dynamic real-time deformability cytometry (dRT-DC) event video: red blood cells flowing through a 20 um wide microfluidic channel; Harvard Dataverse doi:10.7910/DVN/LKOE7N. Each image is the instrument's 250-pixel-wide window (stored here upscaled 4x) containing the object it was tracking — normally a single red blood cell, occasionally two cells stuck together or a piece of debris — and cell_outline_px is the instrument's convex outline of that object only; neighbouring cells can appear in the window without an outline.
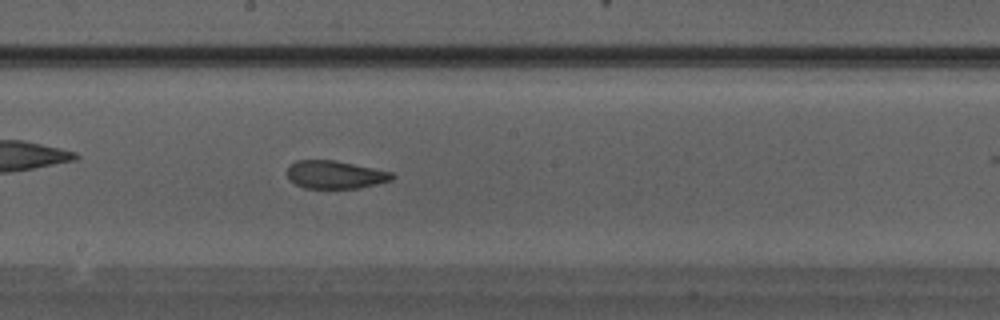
{"species": "Egyptian fruit bat (a non-hibernating species)", "species_latin": "Rousettus aegyptiacus", "temperature_condition": "warm", "stored_images_in_passage": 18, "camera_frame_rate_fps": 3000, "um_per_image_px": 0.085, "animal": {"sex": "male"}, "frame": {"image": 1, "passage_image": 8, "time_ms": 2.333, "image_size_px": [1000, 320], "cell_outline_px": [[396, 176], [392, 180], [360, 188], [304, 188], [288, 180], [288, 168], [296, 160], [336, 160], [392, 172]], "centroid_in_image_um": [28.5, 14.85], "position_along_channel_um": 219.7, "area_um2": 17.11}}
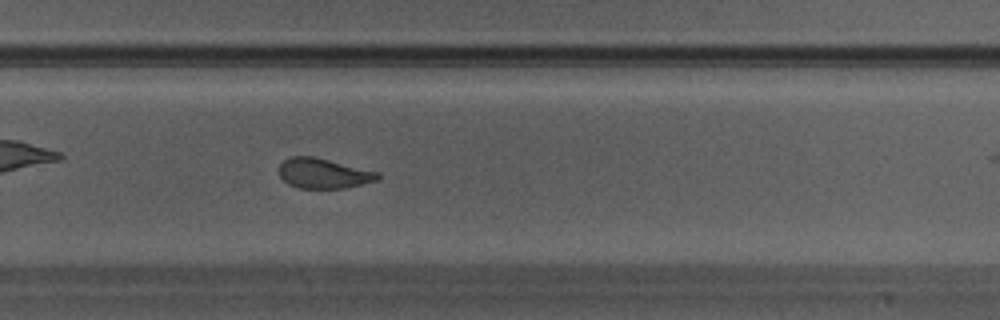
{"frame": {"image": 2, "passage_image": 12, "time_ms": 3.667, "image_size_px": [1000, 320], "cell_outline_px": [[380, 176], [376, 180], [344, 188], [300, 188], [288, 184], [280, 176], [280, 164], [284, 160], [292, 156], [312, 156], [380, 172]], "centroid_in_image_um": [27.49, 14.73], "position_along_channel_um": 302.3, "area_um2": 17.05}}
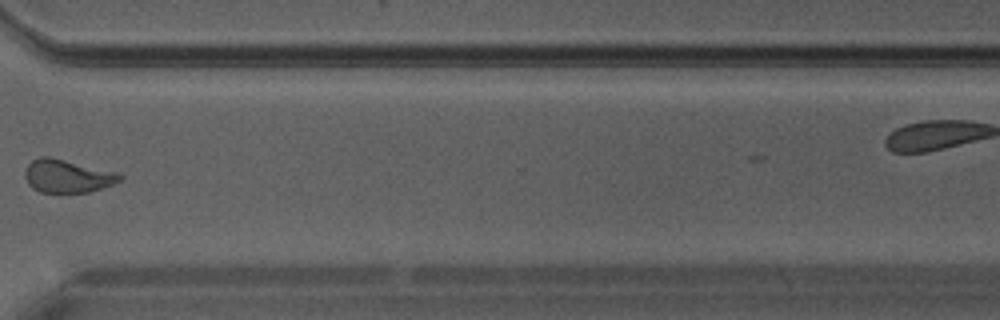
{"frame": {"image": 3, "passage_image": 15, "time_ms": 4.667, "image_size_px": [1000, 320], "cell_outline_px": [[124, 180], [88, 192], [40, 192], [32, 188], [28, 184], [24, 176], [24, 172], [28, 164], [32, 160], [40, 156], [48, 156], [116, 172], [124, 176]], "centroid_in_image_um": [5.7, 14.96], "position_along_channel_um": 364.9, "area_um2": 18.21}}